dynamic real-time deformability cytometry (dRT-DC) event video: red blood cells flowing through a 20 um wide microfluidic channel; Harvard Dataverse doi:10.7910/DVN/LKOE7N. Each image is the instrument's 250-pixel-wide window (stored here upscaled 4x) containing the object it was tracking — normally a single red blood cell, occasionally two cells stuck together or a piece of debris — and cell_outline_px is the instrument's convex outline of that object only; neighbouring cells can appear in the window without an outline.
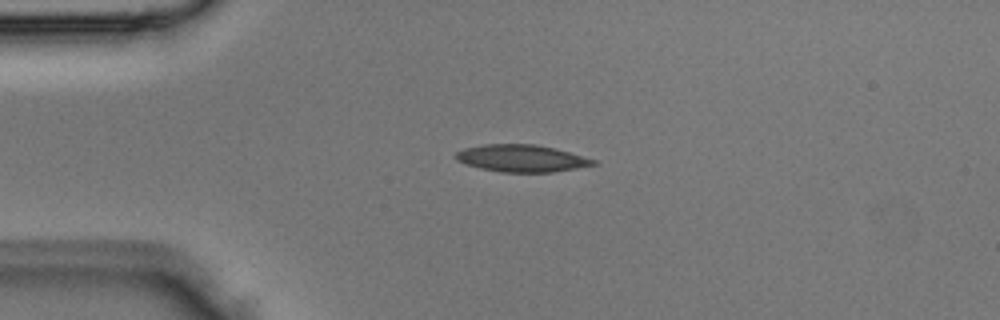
{"species": "Egyptian fruit bat (a non-hibernating species)", "species_latin": "Rousettus aegyptiacus", "temperature_condition": "room temperature", "stored_images_in_passage": 2, "camera_frame_rate_fps": 3000, "um_per_image_px": 0.085, "animal": {"sex": "male"}, "frame": {"image": 1, "passage_image": 1, "time_ms": 0.0, "image_size_px": [1000, 320], "cell_outline_px": [[600, 164], [552, 172], [504, 172], [480, 168], [456, 160], [452, 156], [456, 152], [464, 148], [484, 144], [536, 144], [556, 148], [596, 160]], "centroid_in_image_um": [44.34, 13.45], "position_along_channel_um": 40.7, "area_um2": 21.79}}